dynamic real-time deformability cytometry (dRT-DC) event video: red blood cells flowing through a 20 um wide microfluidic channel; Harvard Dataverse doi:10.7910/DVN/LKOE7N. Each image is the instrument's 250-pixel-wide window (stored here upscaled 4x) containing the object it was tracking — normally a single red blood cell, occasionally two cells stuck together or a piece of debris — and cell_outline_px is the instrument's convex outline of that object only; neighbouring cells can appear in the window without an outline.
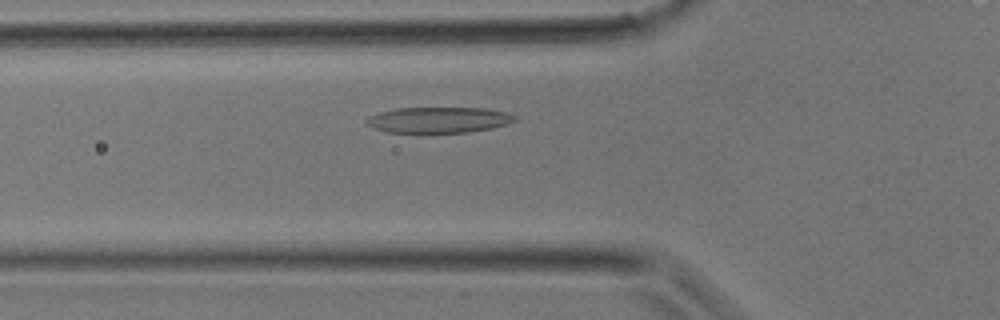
{"species": "common noctule bat (a hibernating species)", "species_latin": "Nyctalus noctula", "temperature_condition": "room temperature", "stored_images_in_passage": 28, "camera_frame_rate_fps": 3000, "um_per_image_px": 0.085, "animal": {"sex": "male", "body_mass_g": 17.9}, "frame": {"image": 1, "passage_image": 7, "time_ms": 2.0, "image_size_px": [1000, 320], "cell_outline_px": [[520, 120], [508, 124], [492, 128], [468, 132], [388, 132], [372, 128], [364, 120], [368, 116], [380, 112], [396, 108], [484, 108], [508, 112], [516, 116]], "centroid_in_image_um": [37.33, 10.18], "position_along_channel_um": 88.5, "area_um2": 22.43}}
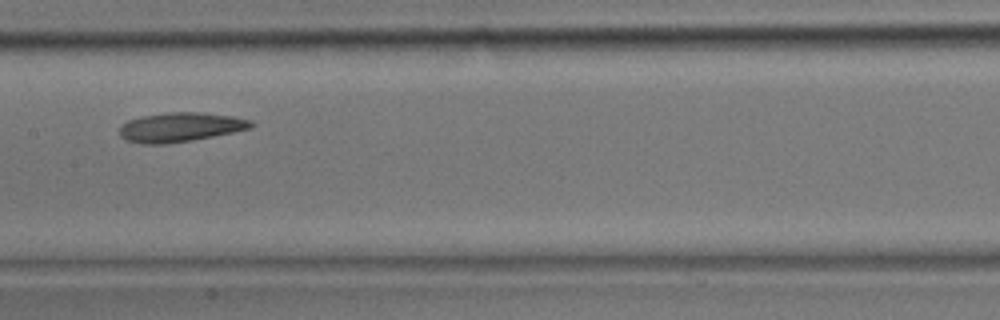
{"frame": {"image": 2, "passage_image": 12, "time_ms": 3.667, "image_size_px": [1000, 320], "cell_outline_px": [[256, 124], [252, 128], [192, 140], [164, 144], [140, 144], [128, 140], [120, 136], [120, 124], [128, 120], [140, 116], [168, 112], [200, 112], [232, 116], [252, 120]], "centroid_in_image_um": [15.32, 10.8], "position_along_channel_um": 192.1, "area_um2": 22.54}}
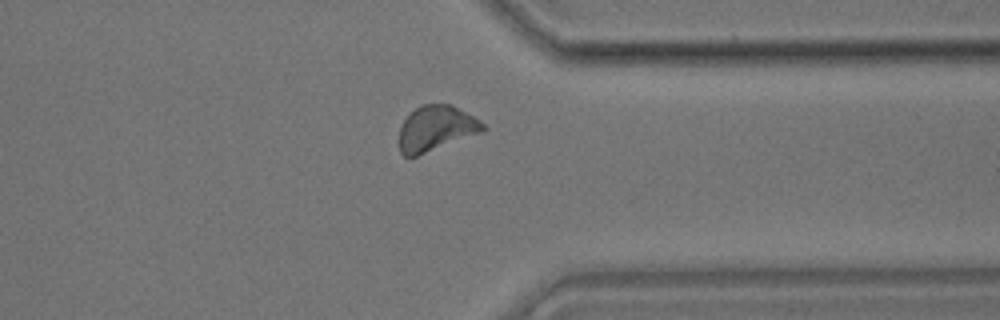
{"frame": {"image": 3, "passage_image": 21, "time_ms": 6.667, "image_size_px": [1000, 320], "cell_outline_px": [[484, 132], [416, 156], [404, 156], [400, 152], [400, 124], [420, 104], [452, 104], [480, 120], [484, 124]], "centroid_in_image_um": [37.08, 10.91], "position_along_channel_um": 374.3, "area_um2": 22.02}}